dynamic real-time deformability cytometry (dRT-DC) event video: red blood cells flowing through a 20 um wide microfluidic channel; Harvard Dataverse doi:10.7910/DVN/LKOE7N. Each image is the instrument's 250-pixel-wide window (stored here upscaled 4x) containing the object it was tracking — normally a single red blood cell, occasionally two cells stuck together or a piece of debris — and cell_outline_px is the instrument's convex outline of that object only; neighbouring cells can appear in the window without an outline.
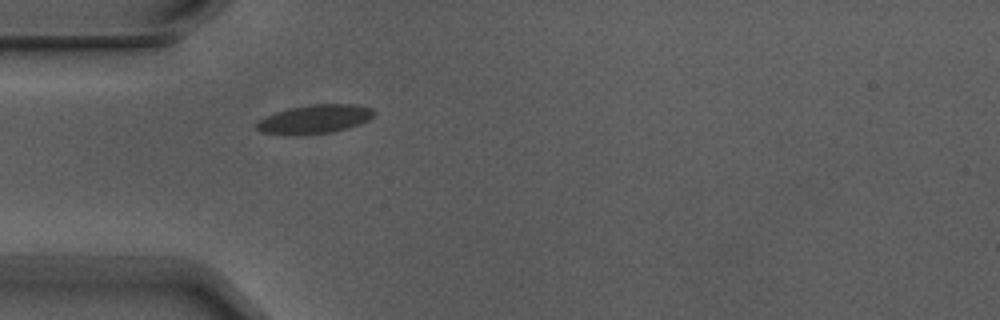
{"species": "Egyptian fruit bat (a non-hibernating species)", "species_latin": "Rousettus aegyptiacus", "temperature_condition": "warm", "stored_images_in_passage": 5, "camera_frame_rate_fps": 3000, "um_per_image_px": 0.085, "animal": {"sex": "male"}, "frame": {"image": 1, "passage_image": 5, "time_ms": 1.333, "image_size_px": [1000, 320], "cell_outline_px": [[376, 112], [368, 120], [360, 124], [348, 128], [332, 132], [260, 132], [256, 128], [256, 124], [264, 116], [288, 108], [312, 104], [356, 104], [372, 108]], "centroid_in_image_um": [26.83, 10.07], "position_along_channel_um": 58.2, "area_um2": 18.9}}